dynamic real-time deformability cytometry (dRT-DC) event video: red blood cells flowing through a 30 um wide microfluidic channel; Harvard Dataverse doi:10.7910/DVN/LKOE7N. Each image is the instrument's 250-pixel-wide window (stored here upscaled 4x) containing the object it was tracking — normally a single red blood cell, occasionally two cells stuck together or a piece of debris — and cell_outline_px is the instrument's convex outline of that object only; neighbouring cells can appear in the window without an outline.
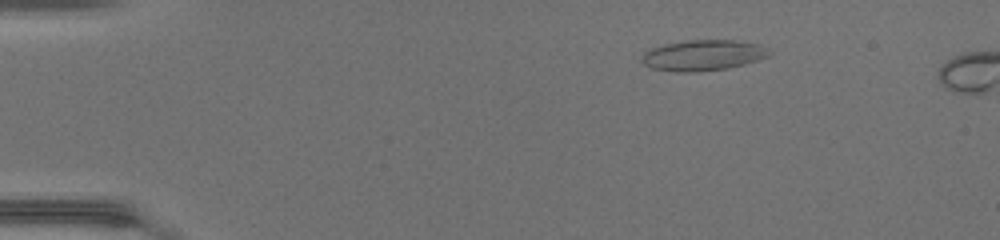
{"species": "common noctule bat (a hibernating species)", "species_latin": "Nyctalus noctula", "temperature_condition": "warm", "stored_images_in_passage": 42, "camera_frame_rate_fps": 3000, "um_per_image_px": 0.085, "animal": {"sex": "female", "body_mass_g": 17.0, "forearm_length_mm": 48.0}, "frame": {"image": 1, "passage_image": 2, "time_ms": 0.333, "image_size_px": [1000, 240], "cell_outline_px": [[772, 52], [768, 56], [744, 64], [728, 68], [696, 72], [676, 72], [652, 68], [644, 64], [640, 60], [644, 52], [652, 48], [664, 44], [688, 40], [732, 40], [756, 44]], "centroid_in_image_um": [59.71, 4.7], "position_along_channel_um": 25.3, "area_um2": 22.6}}
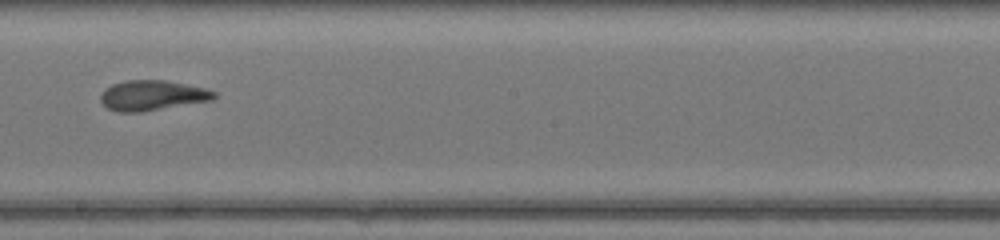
{"frame": {"image": 2, "passage_image": 23, "time_ms": 7.333, "image_size_px": [1000, 240], "cell_outline_px": [[216, 96], [212, 100], [140, 112], [116, 112], [108, 108], [100, 100], [100, 96], [104, 88], [112, 84], [128, 80], [164, 80], [204, 88], [216, 92]], "centroid_in_image_um": [12.9, 8.11], "position_along_channel_um": 235.3, "area_um2": 19.77}}
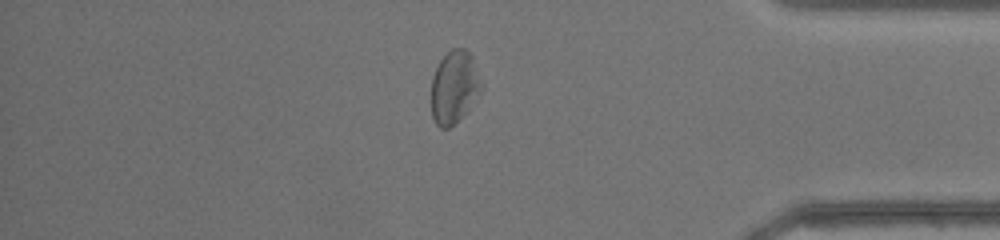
{"frame": {"image": 3, "passage_image": 36, "time_ms": 11.667, "image_size_px": [1000, 240], "cell_outline_px": [[484, 88], [468, 112], [448, 128], [440, 128], [436, 124], [432, 116], [432, 76], [440, 60], [452, 48], [464, 48], [472, 56], [484, 84]], "centroid_in_image_um": [38.66, 7.41], "position_along_channel_um": 396.5, "area_um2": 21.56}}